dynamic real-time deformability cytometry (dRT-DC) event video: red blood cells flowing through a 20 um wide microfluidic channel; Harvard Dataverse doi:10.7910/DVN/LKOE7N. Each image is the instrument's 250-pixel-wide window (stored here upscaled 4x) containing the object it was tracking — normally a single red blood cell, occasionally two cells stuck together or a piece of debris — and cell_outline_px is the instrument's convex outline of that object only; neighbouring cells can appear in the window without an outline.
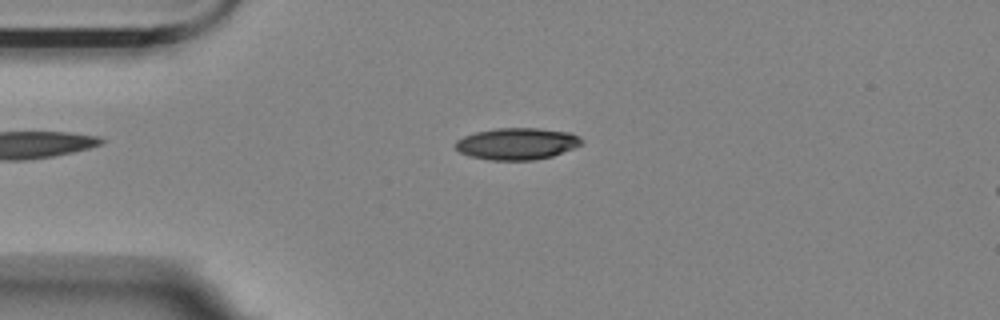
{"species": "Egyptian fruit bat (a non-hibernating species)", "species_latin": "Rousettus aegyptiacus", "temperature_condition": "room temperature", "stored_images_in_passage": 7, "camera_frame_rate_fps": 3000, "um_per_image_px": 0.085, "animal": {"sex": "female"}, "frame": {"image": 1, "passage_image": 4, "time_ms": 1.0, "image_size_px": [1000, 320], "cell_outline_px": [[584, 144], [552, 156], [536, 160], [488, 160], [468, 156], [460, 152], [456, 148], [456, 140], [464, 136], [476, 132], [496, 128], [536, 128], [568, 132], [580, 136], [584, 140]], "centroid_in_image_um": [43.96, 12.22], "position_along_channel_um": 41.0, "area_um2": 23.47}}
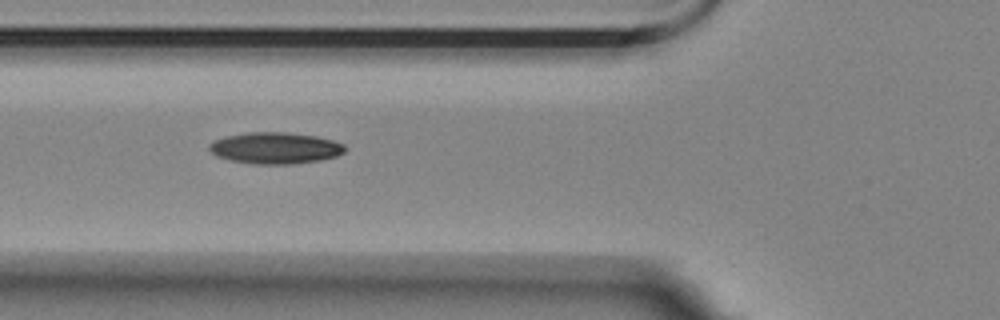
{"frame": {"image": 2, "passage_image": 6, "time_ms": 1.667, "image_size_px": [1000, 320], "cell_outline_px": [[344, 152], [336, 156], [320, 160], [292, 164], [252, 164], [232, 160], [216, 156], [208, 148], [208, 144], [216, 140], [228, 136], [248, 132], [284, 132], [316, 136], [332, 140], [344, 144]], "centroid_in_image_um": [23.39, 12.58], "position_along_channel_um": 102.4, "area_um2": 24.68}}
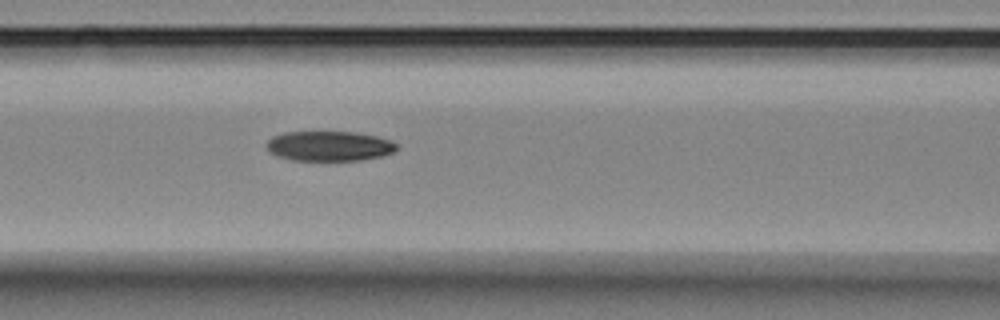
{"frame": {"image": 3, "passage_image": 7, "time_ms": 2.0, "image_size_px": [1000, 320], "cell_outline_px": [[396, 152], [384, 156], [360, 160], [292, 160], [276, 156], [268, 152], [264, 148], [264, 144], [272, 136], [284, 132], [356, 132], [376, 136], [392, 140], [396, 144]], "centroid_in_image_um": [27.95, 12.41], "position_along_channel_um": 138.6, "area_um2": 23.06}}